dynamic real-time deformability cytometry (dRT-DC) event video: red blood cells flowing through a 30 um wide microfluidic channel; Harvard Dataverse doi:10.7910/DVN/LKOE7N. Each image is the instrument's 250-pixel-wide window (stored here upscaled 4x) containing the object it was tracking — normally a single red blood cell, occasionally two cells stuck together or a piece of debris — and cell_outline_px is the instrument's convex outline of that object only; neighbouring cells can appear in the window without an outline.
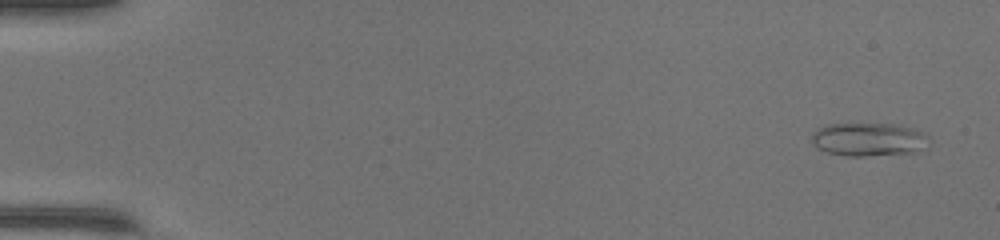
{"species": "common noctule bat (a hibernating species)", "species_latin": "Nyctalus noctula", "temperature_condition": "warm", "stored_images_in_passage": 49, "camera_frame_rate_fps": 3000, "um_per_image_px": 0.085, "animal": {"sex": "female", "body_mass_g": 17.0, "forearm_length_mm": 48.0}, "frame": {"image": 1, "passage_image": 3, "time_ms": 0.667, "image_size_px": [1000, 240], "cell_outline_px": [[928, 136], [912, 152], [860, 156], [848, 156], [828, 152], [820, 148], [812, 140], [812, 132], [828, 124], [892, 124], [912, 128]], "centroid_in_image_um": [73.72, 11.83], "position_along_channel_um": 11.3, "area_um2": 21.68}}
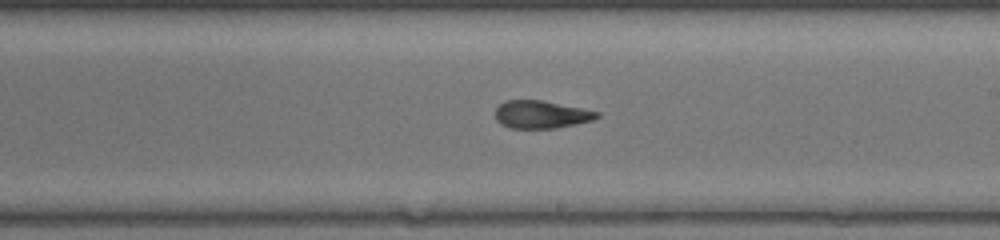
{"frame": {"image": 2, "passage_image": 30, "time_ms": 9.667, "image_size_px": [1000, 240], "cell_outline_px": [[600, 116], [592, 120], [576, 124], [552, 128], [508, 128], [500, 124], [496, 120], [496, 108], [504, 100], [544, 100], [600, 112]], "centroid_in_image_um": [45.98, 9.72], "position_along_channel_um": 243.0, "area_um2": 16.47}}
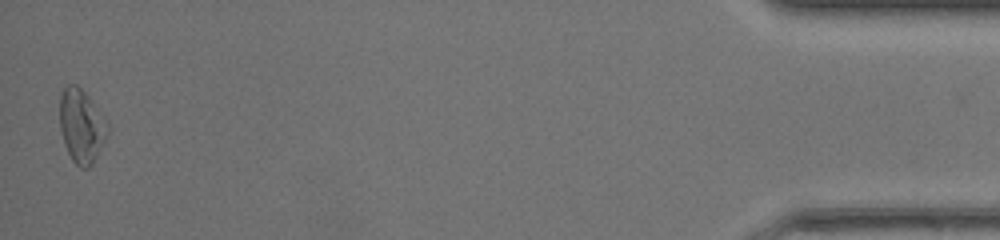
{"frame": {"image": 3, "passage_image": 49, "time_ms": 16.0, "image_size_px": [1000, 240], "cell_outline_px": [[108, 128], [104, 140], [92, 164], [88, 168], [80, 168], [72, 160], [64, 144], [60, 128], [60, 92], [68, 84], [76, 84], [88, 96], [104, 116], [108, 124]], "centroid_in_image_um": [6.9, 10.69], "position_along_channel_um": 428.3, "area_um2": 20.29}, "authors_computed_cell_mechanics": {"area_um2": 17.5712, "velocity_mm_per_s": 4.3254, "shape_relaxation_time_tau1_ms": 7.1185, "shape_relaxation_time_tau2_ms": 1.8351, "deformation_change_tau1": 0.2284, "deformation_change_tau2": 0.0883}}